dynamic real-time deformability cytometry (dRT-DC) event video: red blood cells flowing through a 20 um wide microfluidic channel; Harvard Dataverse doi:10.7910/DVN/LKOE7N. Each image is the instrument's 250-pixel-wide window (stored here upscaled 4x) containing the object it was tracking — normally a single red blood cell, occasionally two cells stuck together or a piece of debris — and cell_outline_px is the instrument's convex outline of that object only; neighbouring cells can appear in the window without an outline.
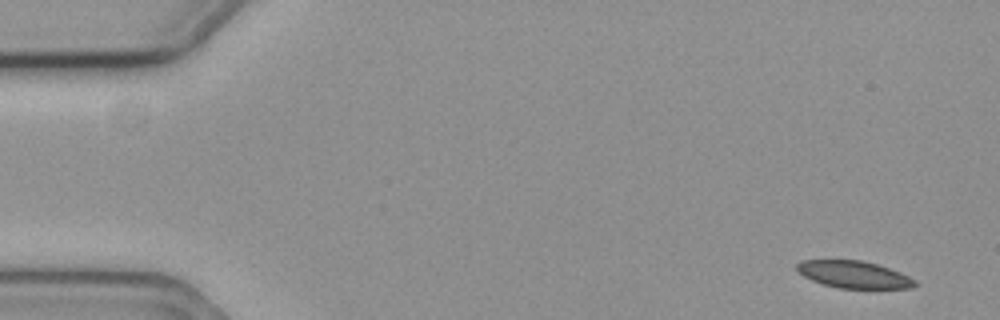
{"species": "common noctule bat (a hibernating species)", "species_latin": "Nyctalus noctula", "temperature_condition": "cold", "stored_images_in_passage": 5, "camera_frame_rate_fps": 3000, "um_per_image_px": 0.085, "animal": {"sex": "female", "body_mass_g": 19.3, "forearm_length_mm": 54.1}, "frame": {"image": 1, "passage_image": 1, "time_ms": 0.0, "image_size_px": [1000, 320], "cell_outline_px": [[920, 284], [912, 288], [836, 288], [812, 280], [796, 272], [796, 264], [800, 260], [860, 260], [876, 264], [900, 272], [916, 280]], "centroid_in_image_um": [72.57, 23.33], "position_along_channel_um": 12.4, "area_um2": 18.73}}